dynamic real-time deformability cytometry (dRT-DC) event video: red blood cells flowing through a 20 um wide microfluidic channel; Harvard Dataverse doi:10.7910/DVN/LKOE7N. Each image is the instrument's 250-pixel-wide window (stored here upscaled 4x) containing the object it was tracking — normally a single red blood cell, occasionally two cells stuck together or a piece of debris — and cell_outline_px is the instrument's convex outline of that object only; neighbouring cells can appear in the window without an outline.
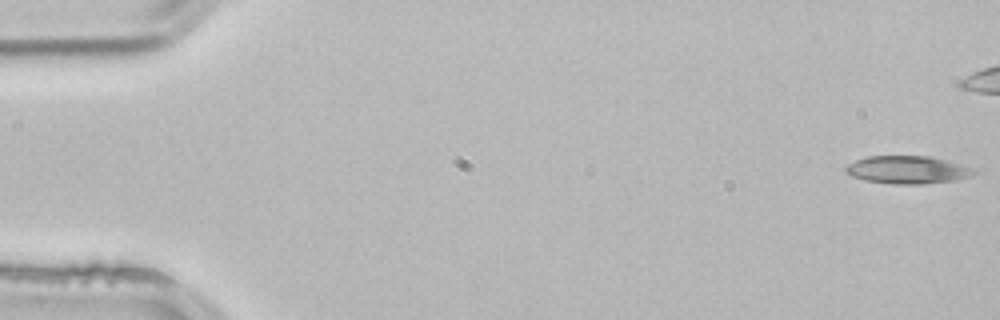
{"species": "common noctule bat (a hibernating species)", "species_latin": "Nyctalus noctula", "temperature_condition": "room temperature", "stored_images_in_passage": 5, "camera_frame_rate_fps": 3000, "um_per_image_px": 0.085, "animal": {"sex": "male", "body_mass_g": 21.5, "forearm_length_mm": 52.0}, "frame": {"image": 1, "passage_image": 1, "time_ms": 0.0, "image_size_px": [1000, 320], "cell_outline_px": [[976, 172], [972, 176], [956, 180], [924, 184], [892, 184], [864, 180], [852, 176], [844, 172], [844, 168], [848, 164], [856, 160], [868, 156], [928, 156], [948, 160], [968, 168]], "centroid_in_image_um": [77.09, 14.44], "position_along_channel_um": 7.9, "area_um2": 20.69}}
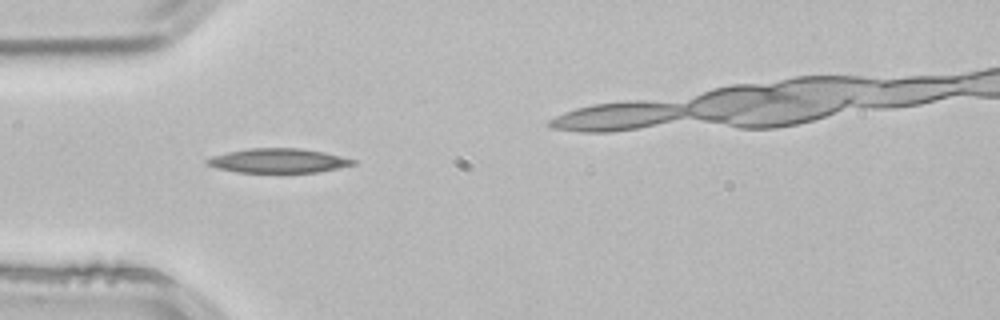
{"frame": {"image": 2, "passage_image": 4, "time_ms": 1.0, "image_size_px": [1000, 320], "cell_outline_px": [[356, 164], [316, 172], [236, 172], [216, 168], [208, 164], [204, 160], [212, 156], [228, 152], [248, 148], [300, 148], [324, 152], [356, 160]], "centroid_in_image_um": [23.63, 13.65], "position_along_channel_um": 61.4, "area_um2": 20.52}}